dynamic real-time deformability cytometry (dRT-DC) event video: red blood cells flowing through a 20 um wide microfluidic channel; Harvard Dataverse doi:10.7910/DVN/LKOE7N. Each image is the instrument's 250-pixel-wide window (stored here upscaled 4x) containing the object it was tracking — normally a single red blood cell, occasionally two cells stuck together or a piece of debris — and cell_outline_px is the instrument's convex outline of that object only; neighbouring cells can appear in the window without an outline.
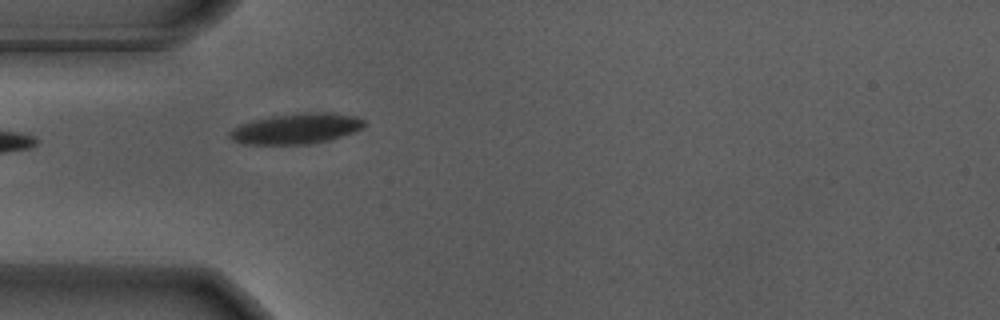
{"species": "Egyptian fruit bat (a non-hibernating species)", "species_latin": "Rousettus aegyptiacus", "temperature_condition": "warm", "stored_images_in_passage": 24, "camera_frame_rate_fps": 3000, "um_per_image_px": 0.085, "animal": {"sex": "male"}, "frame": {"image": 1, "passage_image": 1, "time_ms": 0.0, "image_size_px": [1000, 320], "cell_outline_px": [[364, 128], [356, 132], [328, 140], [308, 144], [244, 144], [232, 140], [228, 136], [228, 132], [232, 128], [240, 124], [252, 120], [272, 116], [304, 112], [328, 112], [356, 116], [364, 120]], "centroid_in_image_um": [25.18, 10.93], "position_along_channel_um": 59.8, "area_um2": 24.1}}
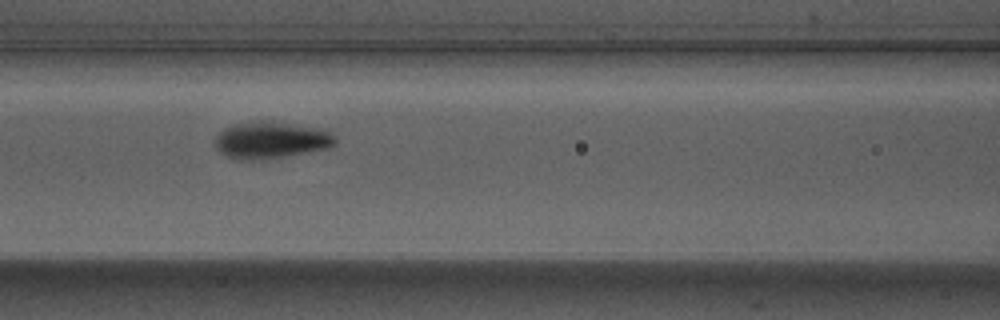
{"frame": {"image": 2, "passage_image": 8, "time_ms": 2.333, "image_size_px": [1000, 320], "cell_outline_px": [[336, 144], [328, 148], [284, 156], [252, 160], [236, 160], [220, 152], [216, 148], [216, 136], [224, 128], [232, 124], [260, 120], [272, 120], [328, 128], [336, 136]], "centroid_in_image_um": [23.1, 11.87], "position_along_channel_um": 143.5, "area_um2": 26.36}}
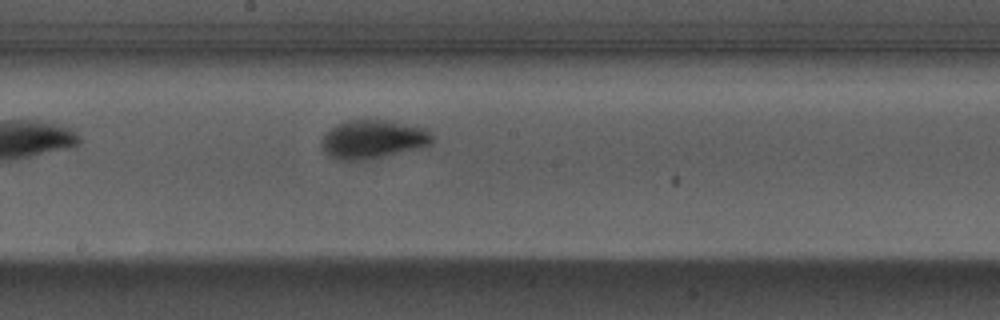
{"frame": {"image": 3, "passage_image": 14, "time_ms": 4.333, "image_size_px": [1000, 320], "cell_outline_px": [[432, 144], [420, 148], [364, 160], [336, 160], [324, 152], [320, 144], [320, 140], [336, 124], [348, 120], [388, 120], [428, 128], [432, 132]], "centroid_in_image_um": [31.72, 11.83], "position_along_channel_um": 216.5, "area_um2": 25.03}}